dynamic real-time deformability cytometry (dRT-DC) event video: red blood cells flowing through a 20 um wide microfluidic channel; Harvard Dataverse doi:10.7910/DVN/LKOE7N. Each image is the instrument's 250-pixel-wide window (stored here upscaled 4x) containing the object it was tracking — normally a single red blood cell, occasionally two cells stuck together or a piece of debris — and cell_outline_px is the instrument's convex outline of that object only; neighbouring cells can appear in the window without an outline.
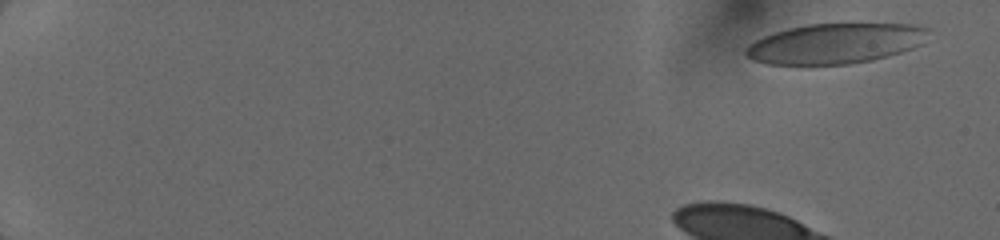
{"species": "human", "species_latin": "Homo sapiens", "temperature_condition": "cold", "stored_images_in_passage": 15, "camera_frame_rate_fps": 3000, "um_per_image_px": 0.085, "donor": {"sex": "female"}, "frame": {"image": 1, "passage_image": 1, "time_ms": 0.0, "image_size_px": [1000, 240], "cell_outline_px": [[928, 28], [920, 44], [912, 48], [900, 52], [872, 60], [848, 64], [768, 64], [752, 60], [744, 52], [748, 44], [764, 36], [788, 28], [808, 24], [908, 24]], "centroid_in_image_um": [70.94, 3.7], "position_along_channel_um": 14.1, "area_um2": 42.14}}
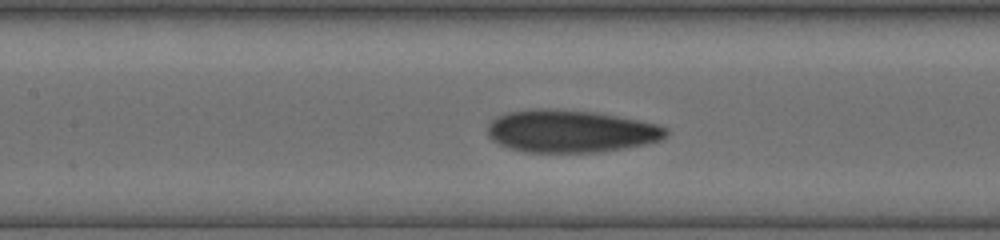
{"frame": {"image": 2, "passage_image": 11, "time_ms": 7.0, "image_size_px": [1000, 240], "cell_outline_px": [[668, 132], [660, 140], [644, 144], [624, 148], [596, 152], [524, 152], [508, 148], [492, 140], [488, 136], [488, 124], [496, 116], [504, 112], [532, 108], [552, 108], [596, 112], [660, 124], [668, 128]], "centroid_in_image_um": [48.47, 11.13], "position_along_channel_um": 158.9, "area_um2": 44.56}}
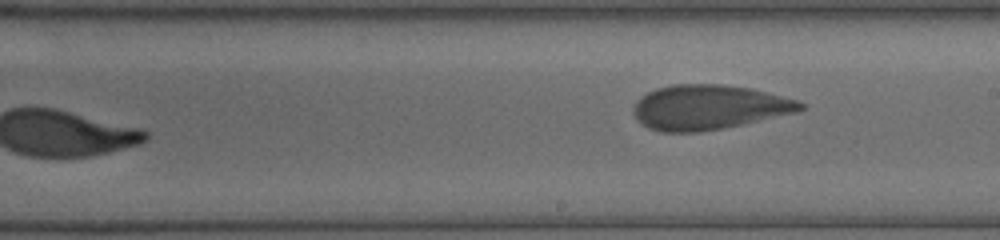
{"frame": {"image": 3, "passage_image": 15, "time_ms": 10.0, "image_size_px": [1000, 240], "cell_outline_px": [[804, 108], [796, 112], [740, 124], [700, 132], [660, 132], [648, 128], [640, 124], [636, 120], [632, 112], [632, 108], [636, 100], [648, 92], [656, 88], [672, 84], [720, 84], [752, 88], [796, 100], [804, 104]], "centroid_in_image_um": [60.16, 9.11], "position_along_channel_um": 228.8, "area_um2": 43.41}}